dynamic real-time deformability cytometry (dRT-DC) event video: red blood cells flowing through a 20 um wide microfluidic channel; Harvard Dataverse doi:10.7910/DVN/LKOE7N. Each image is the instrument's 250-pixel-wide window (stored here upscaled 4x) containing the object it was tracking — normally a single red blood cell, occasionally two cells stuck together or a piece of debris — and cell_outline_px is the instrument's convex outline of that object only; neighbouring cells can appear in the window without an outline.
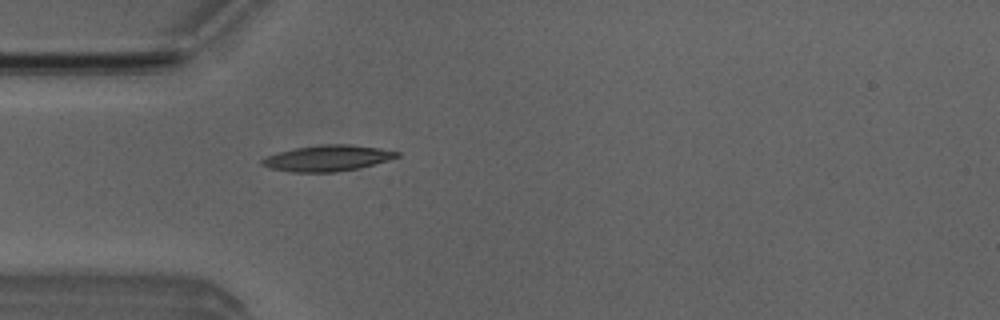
{"species": "Egyptian fruit bat (a non-hibernating species)", "species_latin": "Rousettus aegyptiacus", "temperature_condition": "room temperature", "stored_images_in_passage": 50, "camera_frame_rate_fps": 3000, "um_per_image_px": 0.085, "animal": {"sex": "male"}, "frame": {"image": 1, "passage_image": 15, "time_ms": 4.667, "image_size_px": [1000, 320], "cell_outline_px": [[400, 156], [388, 160], [360, 168], [336, 172], [292, 172], [268, 168], [260, 164], [260, 160], [268, 156], [280, 152], [296, 148], [320, 144], [348, 144], [376, 148], [400, 152]], "centroid_in_image_um": [27.82, 13.45], "position_along_channel_um": 57.2, "area_um2": 20.29}}
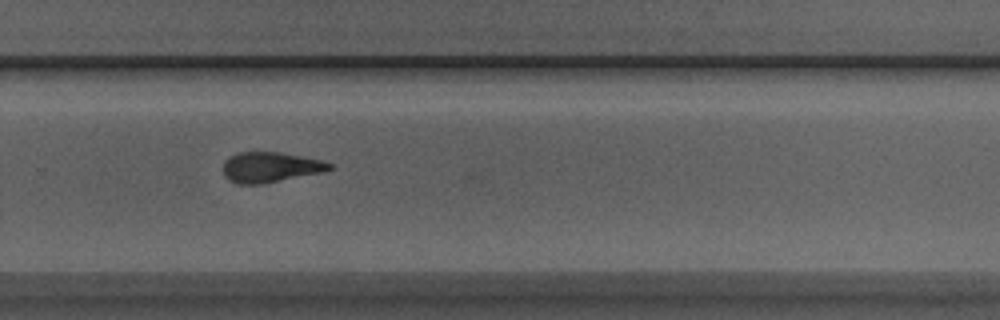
{"frame": {"image": 2, "passage_image": 34, "time_ms": 11.0, "image_size_px": [1000, 320], "cell_outline_px": [[332, 168], [320, 172], [264, 184], [236, 184], [228, 180], [224, 176], [224, 160], [228, 156], [240, 152], [280, 152], [320, 160], [332, 164]], "centroid_in_image_um": [22.91, 14.22], "position_along_channel_um": 306.9, "area_um2": 18.67}}
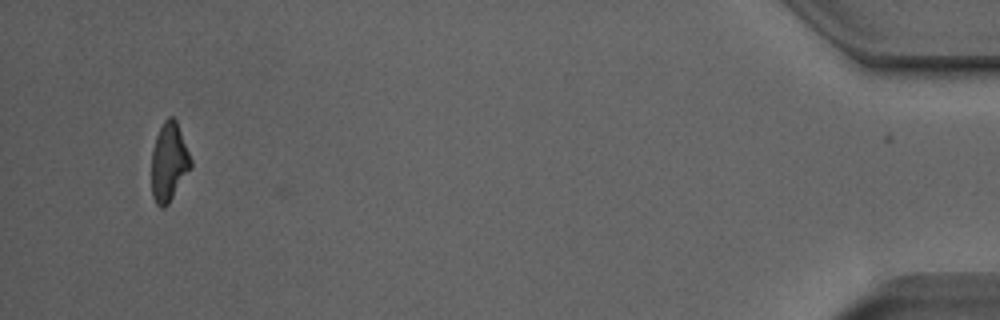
{"frame": {"image": 3, "passage_image": 49, "time_ms": 16.0, "image_size_px": [1000, 320], "cell_outline_px": [[192, 168], [168, 204], [164, 208], [160, 208], [156, 204], [152, 196], [152, 148], [156, 136], [164, 120], [168, 116], [172, 116], [176, 120], [192, 160]], "centroid_in_image_um": [14.37, 13.79], "position_along_channel_um": 420.8, "area_um2": 18.09}, "authors_computed_cell_mechanics": {"area_um2": 18.6983, "velocity_mm_per_s": 3.9849, "shape_relaxation_time_tau1_ms": null, "shape_relaxation_time_tau2_ms": 5.5199, "deformation_change_tau1": null, "deformation_change_tau2": 0.1526}}